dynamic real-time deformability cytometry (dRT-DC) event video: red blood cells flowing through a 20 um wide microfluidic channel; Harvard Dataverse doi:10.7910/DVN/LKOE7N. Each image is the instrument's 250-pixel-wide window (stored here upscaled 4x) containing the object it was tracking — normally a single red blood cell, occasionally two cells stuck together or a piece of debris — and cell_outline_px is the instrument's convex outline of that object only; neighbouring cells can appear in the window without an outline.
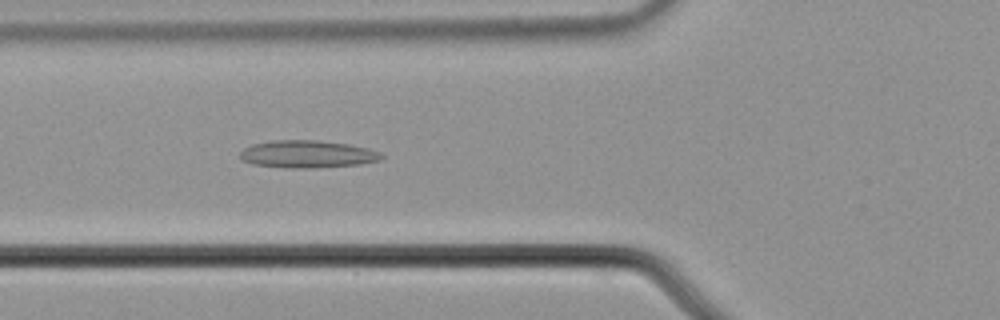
{"species": "common noctule bat (a hibernating species)", "species_latin": "Nyctalus noctula", "temperature_condition": "cold", "stored_images_in_passage": 56, "camera_frame_rate_fps": 3000, "um_per_image_px": 0.085, "animal": {"sex": "male", "body_mass_g": 21.5, "forearm_length_mm": 52.0}, "frame": {"image": 1, "passage_image": 21, "time_ms": 6.667, "image_size_px": [1000, 320], "cell_outline_px": [[384, 156], [380, 160], [360, 164], [316, 168], [284, 168], [252, 164], [240, 160], [240, 152], [244, 148], [252, 144], [272, 140], [316, 140], [348, 144], [368, 148], [380, 152]], "centroid_in_image_um": [26.1, 13.11], "position_along_channel_um": 99.7, "area_um2": 22.83}}
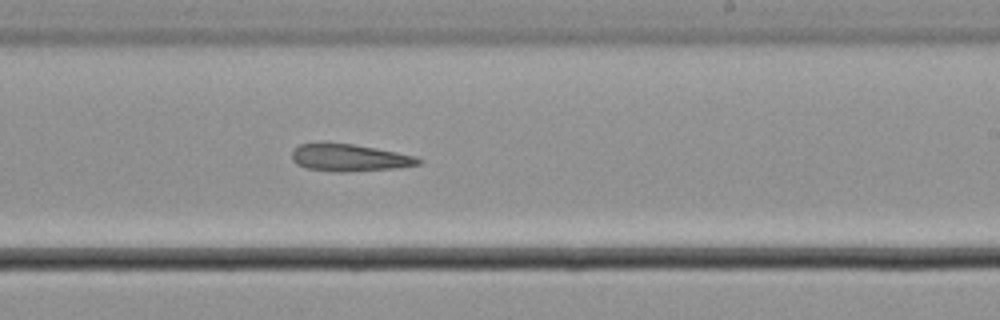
{"frame": {"image": 2, "passage_image": 34, "time_ms": 11.0, "image_size_px": [1000, 320], "cell_outline_px": [[424, 160], [420, 164], [400, 168], [344, 172], [332, 172], [304, 168], [296, 164], [292, 160], [292, 152], [300, 144], [352, 144], [376, 148], [416, 156]], "centroid_in_image_um": [29.74, 13.44], "position_along_channel_um": 259.3, "area_um2": 20.0}}
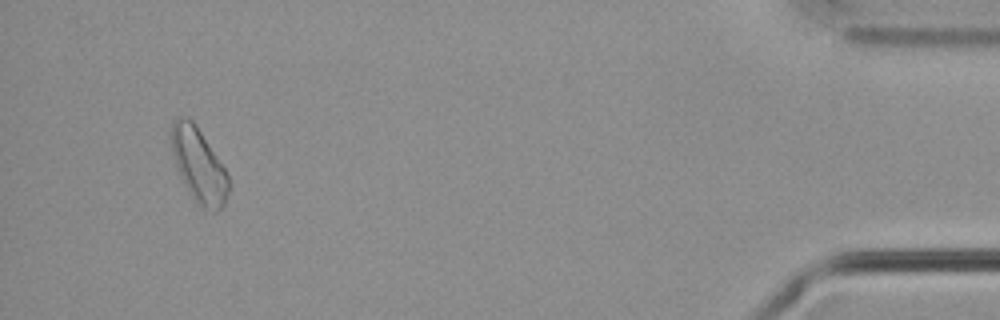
{"frame": {"image": 3, "passage_image": 53, "time_ms": 17.333, "image_size_px": [1000, 320], "cell_outline_px": [[228, 192], [224, 204], [220, 208], [212, 212], [200, 208], [196, 204], [184, 184], [180, 176], [172, 152], [172, 120], [176, 116], [180, 116], [192, 120], [228, 172]], "centroid_in_image_um": [16.9, 14.08], "position_along_channel_um": 418.3, "area_um2": 24.51}}